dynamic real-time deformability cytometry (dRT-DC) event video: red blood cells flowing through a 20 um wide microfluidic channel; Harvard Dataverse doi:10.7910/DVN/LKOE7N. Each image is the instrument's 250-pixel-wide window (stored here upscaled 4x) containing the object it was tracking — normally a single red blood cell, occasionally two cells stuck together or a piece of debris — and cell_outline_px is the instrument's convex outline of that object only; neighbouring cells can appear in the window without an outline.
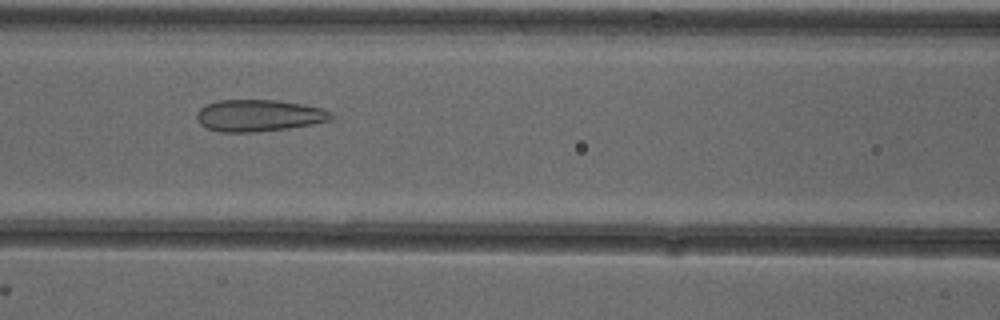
{"species": "common noctule bat (a hibernating species)", "species_latin": "Nyctalus noctula", "temperature_condition": "cold", "stored_images_in_passage": 52, "camera_frame_rate_fps": 3000, "um_per_image_px": 0.085, "animal": {"sex": "female"}, "frame": {"image": 1, "passage_image": 23, "time_ms": 7.333, "image_size_px": [1000, 320], "cell_outline_px": [[332, 120], [312, 124], [288, 128], [252, 132], [220, 132], [204, 128], [196, 120], [196, 112], [200, 108], [216, 100], [276, 100], [304, 104], [324, 108], [332, 112]], "centroid_in_image_um": [21.98, 9.82], "position_along_channel_um": 144.6, "area_um2": 25.14}}
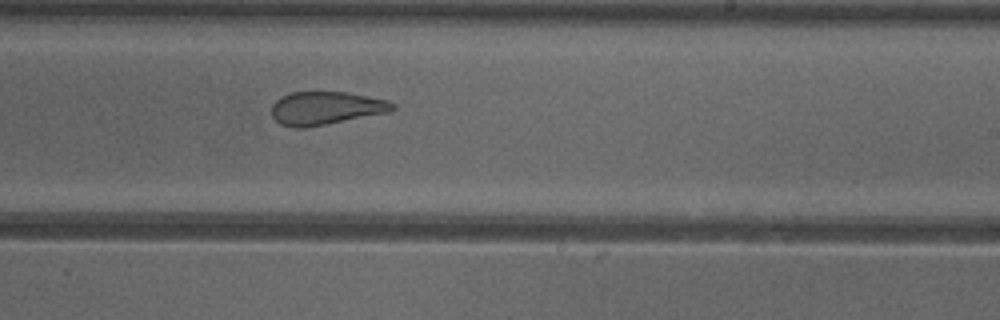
{"frame": {"image": 2, "passage_image": 32, "time_ms": 10.333, "image_size_px": [1000, 320], "cell_outline_px": [[396, 108], [392, 112], [304, 128], [296, 128], [280, 124], [272, 116], [272, 104], [280, 96], [292, 92], [348, 92], [388, 100], [396, 104]], "centroid_in_image_um": [27.73, 9.19], "position_along_channel_um": 261.3, "area_um2": 23.58}}
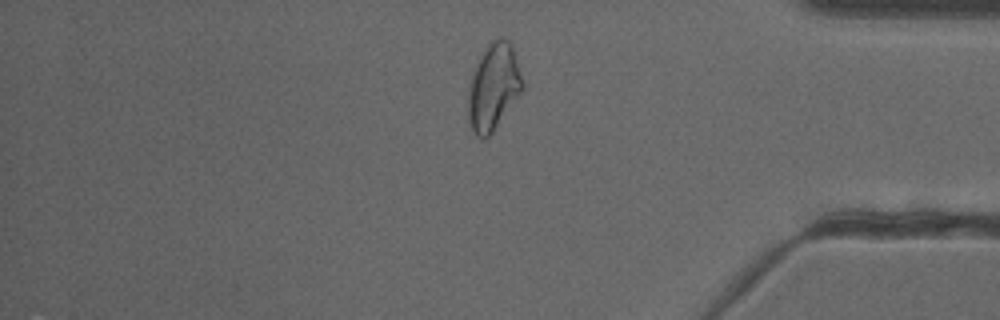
{"frame": {"image": 3, "passage_image": 44, "time_ms": 14.333, "image_size_px": [1000, 320], "cell_outline_px": [[524, 88], [492, 132], [484, 140], [480, 140], [472, 132], [468, 120], [468, 84], [476, 64], [488, 40], [500, 36], [504, 36], [512, 44], [524, 84]], "centroid_in_image_um": [41.92, 7.35], "position_along_channel_um": 393.3, "area_um2": 27.86}, "authors_computed_cell_mechanics": {"area_um2": 28.6688, "velocity_mm_per_s": 3.9058, "shape_relaxation_time_tau1_ms": null, "shape_relaxation_time_tau2_ms": 1.486, "deformation_change_tau1": null, "deformation_change_tau2": 0.0972}}